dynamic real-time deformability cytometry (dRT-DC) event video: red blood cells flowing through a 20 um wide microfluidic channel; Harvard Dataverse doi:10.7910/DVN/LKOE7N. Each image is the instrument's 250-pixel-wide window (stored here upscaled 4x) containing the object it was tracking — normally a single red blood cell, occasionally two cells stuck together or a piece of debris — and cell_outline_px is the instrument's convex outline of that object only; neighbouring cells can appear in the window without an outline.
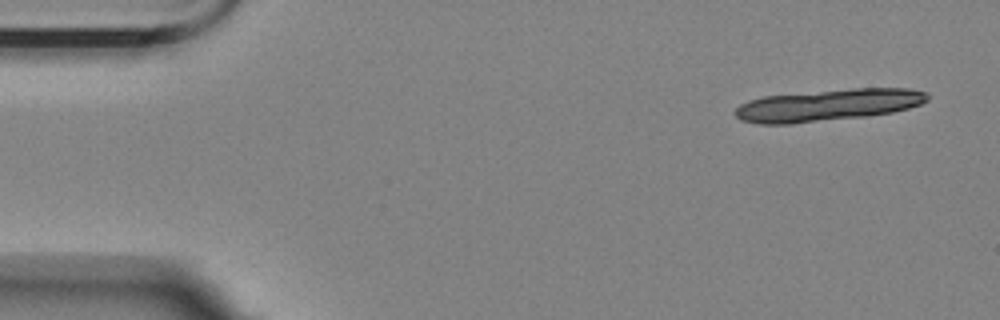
{"species": "Egyptian fruit bat (a non-hibernating species)", "species_latin": "Rousettus aegyptiacus", "temperature_condition": "room temperature", "stored_images_in_passage": 6, "camera_frame_rate_fps": 3000, "um_per_image_px": 0.085, "animal": {"sex": "female"}, "frame": {"image": 1, "passage_image": 1, "time_ms": 0.0, "image_size_px": [1000, 320], "cell_outline_px": [[928, 100], [920, 104], [908, 108], [892, 112], [868, 116], [792, 124], [760, 124], [740, 120], [732, 112], [740, 104], [748, 100], [764, 96], [852, 88], [908, 88], [928, 92]], "centroid_in_image_um": [70.36, 8.94], "position_along_channel_um": 14.6, "area_um2": 35.89}}
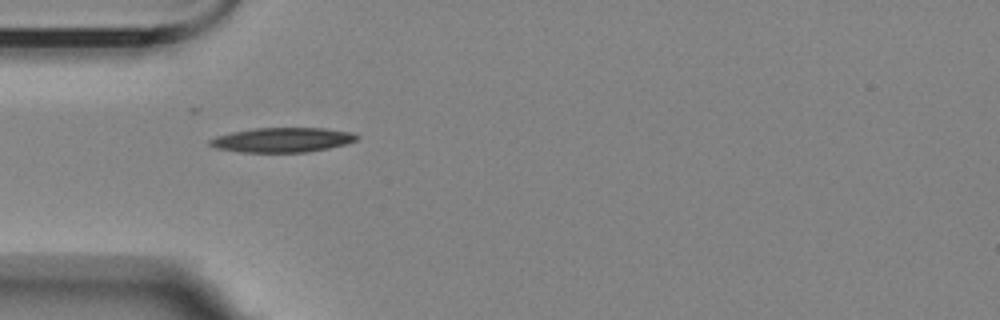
{"frame": {"image": 2, "passage_image": 5, "time_ms": 4.667, "image_size_px": [1000, 320], "cell_outline_px": [[360, 136], [356, 140], [344, 144], [328, 148], [308, 152], [240, 152], [216, 148], [208, 144], [208, 140], [216, 136], [232, 132], [256, 128], [324, 128], [352, 132]], "centroid_in_image_um": [23.98, 11.89], "position_along_channel_um": 61.0, "area_um2": 21.04}}
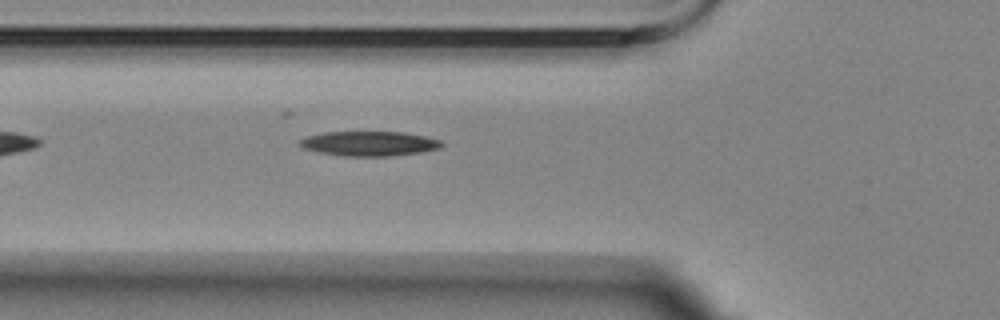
{"frame": {"image": 3, "passage_image": 6, "time_ms": 5.667, "image_size_px": [1000, 320], "cell_outline_px": [[444, 144], [440, 148], [420, 152], [388, 156], [344, 156], [320, 152], [304, 148], [300, 144], [300, 140], [308, 136], [324, 132], [404, 132], [424, 136], [440, 140]], "centroid_in_image_um": [31.41, 12.2], "position_along_channel_um": 94.4, "area_um2": 20.17}}